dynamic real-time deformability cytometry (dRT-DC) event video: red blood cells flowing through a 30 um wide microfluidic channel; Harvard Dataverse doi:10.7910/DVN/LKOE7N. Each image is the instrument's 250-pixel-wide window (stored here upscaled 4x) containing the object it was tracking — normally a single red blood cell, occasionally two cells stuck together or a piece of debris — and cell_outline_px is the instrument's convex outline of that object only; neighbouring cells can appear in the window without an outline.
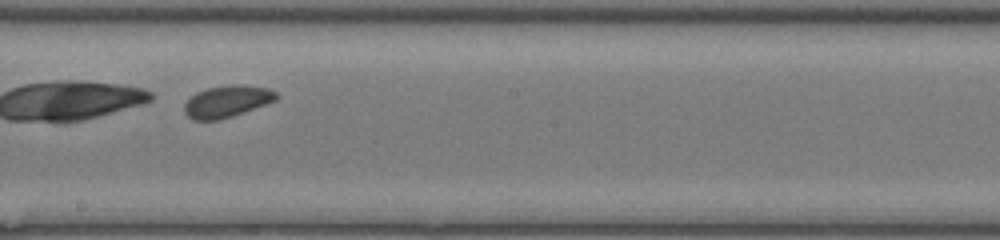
{"species": "common noctule bat (a hibernating species)", "species_latin": "Nyctalus noctula", "temperature_condition": "room temperature", "stored_images_in_passage": 37, "camera_frame_rate_fps": 3000, "um_per_image_px": 0.085, "animal": {"sex": "female", "body_mass_g": 17.0, "forearm_length_mm": 48.0}, "frame": {"image": 1, "passage_image": 16, "time_ms": 5.0, "image_size_px": [1000, 240], "cell_outline_px": [[280, 96], [276, 100], [232, 116], [216, 120], [192, 120], [184, 112], [184, 104], [196, 92], [208, 88], [268, 88], [276, 92]], "centroid_in_image_um": [19.24, 8.69], "position_along_channel_um": 229.0, "area_um2": 15.95}}
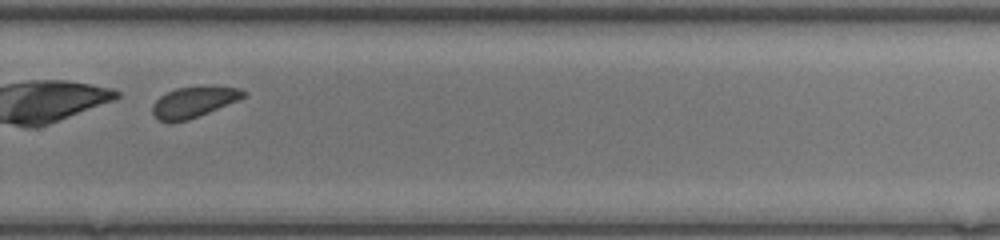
{"frame": {"image": 2, "passage_image": 22, "time_ms": 7.0, "image_size_px": [1000, 240], "cell_outline_px": [[248, 92], [244, 96], [236, 100], [208, 112], [188, 120], [172, 124], [160, 120], [152, 112], [152, 104], [160, 96], [176, 88], [200, 84], [240, 88]], "centroid_in_image_um": [16.45, 8.65], "position_along_channel_um": 313.4, "area_um2": 16.59}, "authors_computed_cell_mechanics": {"area_um2": 17.4556, "velocity_mm_per_s": 4.2374, "shape_relaxation_time_tau1_ms": null, "shape_relaxation_time_tau2_ms": 1.921, "deformation_change_tau1": null, "deformation_change_tau2": 0.0781}}